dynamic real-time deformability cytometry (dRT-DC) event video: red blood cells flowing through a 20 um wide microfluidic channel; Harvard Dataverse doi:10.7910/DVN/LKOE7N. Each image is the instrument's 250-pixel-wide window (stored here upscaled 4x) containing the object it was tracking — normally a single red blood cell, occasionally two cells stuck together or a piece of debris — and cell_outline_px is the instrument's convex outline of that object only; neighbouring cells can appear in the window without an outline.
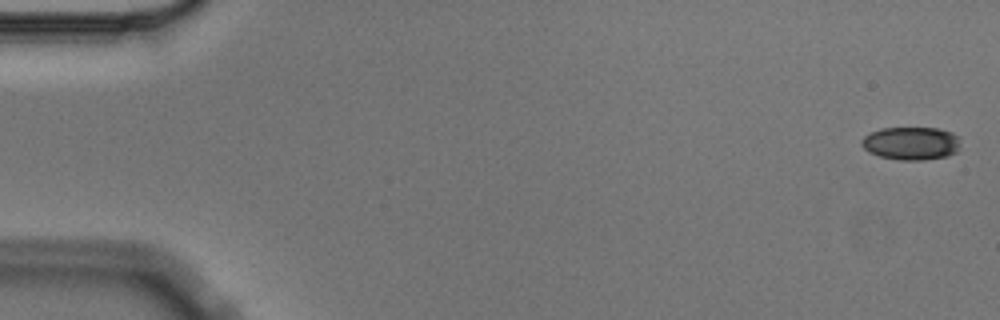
{"species": "Egyptian fruit bat (a non-hibernating species)", "species_latin": "Rousettus aegyptiacus", "temperature_condition": "cold", "stored_images_in_passage": 5, "camera_frame_rate_fps": 3000, "um_per_image_px": 0.085, "animal": {"sex": "male"}, "frame": {"image": 1, "passage_image": 1, "time_ms": 0.0, "image_size_px": [1000, 320], "cell_outline_px": [[960, 136], [956, 152], [948, 156], [924, 160], [900, 160], [880, 156], [868, 152], [860, 144], [860, 140], [864, 136], [880, 128], [940, 128], [952, 132]], "centroid_in_image_um": [77.44, 12.18], "position_along_channel_um": 7.6, "area_um2": 19.19}}
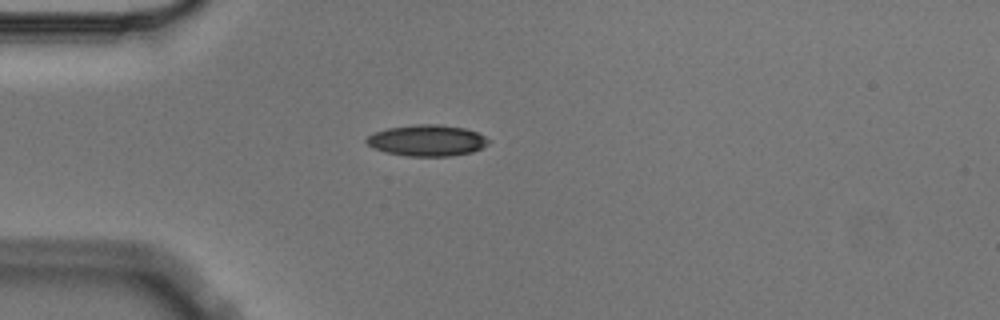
{"frame": {"image": 2, "passage_image": 5, "time_ms": 1.333, "image_size_px": [1000, 320], "cell_outline_px": [[488, 144], [472, 152], [452, 156], [408, 156], [384, 152], [372, 148], [364, 140], [368, 136], [376, 132], [388, 128], [416, 124], [440, 124], [464, 128], [476, 132], [484, 136], [488, 140]], "centroid_in_image_um": [36.27, 11.94], "position_along_channel_um": 48.7, "area_um2": 22.14}}